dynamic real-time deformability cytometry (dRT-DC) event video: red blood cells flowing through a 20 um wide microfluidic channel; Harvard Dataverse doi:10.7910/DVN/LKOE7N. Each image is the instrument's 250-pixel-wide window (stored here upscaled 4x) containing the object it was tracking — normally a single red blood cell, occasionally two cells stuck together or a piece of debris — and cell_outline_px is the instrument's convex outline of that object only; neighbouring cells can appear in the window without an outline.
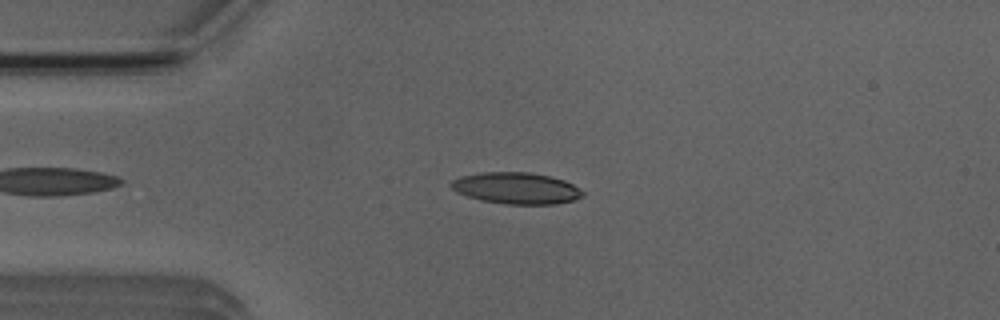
{"species": "Egyptian fruit bat (a non-hibernating species)", "species_latin": "Rousettus aegyptiacus", "temperature_condition": "room temperature", "stored_images_in_passage": 5, "camera_frame_rate_fps": 3000, "um_per_image_px": 0.085, "animal": {"sex": "male"}, "frame": {"image": 1, "passage_image": 4, "time_ms": 3.667, "image_size_px": [1000, 320], "cell_outline_px": [[584, 196], [576, 200], [556, 204], [504, 204], [480, 200], [456, 192], [448, 184], [452, 180], [460, 176], [484, 172], [528, 172], [548, 176], [564, 180], [572, 184], [584, 192]], "centroid_in_image_um": [43.88, 16.0], "position_along_channel_um": 41.1, "area_um2": 24.22}}